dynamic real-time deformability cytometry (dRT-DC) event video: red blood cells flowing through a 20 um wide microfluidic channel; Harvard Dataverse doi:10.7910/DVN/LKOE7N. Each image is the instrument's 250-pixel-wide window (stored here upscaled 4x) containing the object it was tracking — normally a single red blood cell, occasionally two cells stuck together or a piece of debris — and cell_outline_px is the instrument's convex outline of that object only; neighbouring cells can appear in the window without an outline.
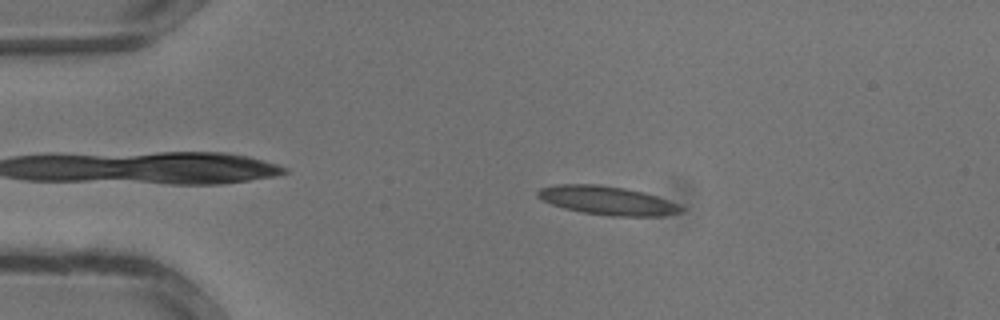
{"species": "common noctule bat (a hibernating species)", "species_latin": "Nyctalus noctula", "temperature_condition": "warm", "stored_images_in_passage": 8, "camera_frame_rate_fps": 3000, "um_per_image_px": 0.085, "animal": {"sex": "male", "body_mass_g": 13.3}, "frame": {"image": 1, "passage_image": 5, "time_ms": 1.333, "image_size_px": [1000, 320], "cell_outline_px": [[684, 212], [660, 216], [612, 216], [584, 212], [564, 208], [552, 204], [536, 196], [536, 192], [540, 188], [556, 184], [600, 184], [624, 188], [644, 192], [680, 204], [684, 208]], "centroid_in_image_um": [51.65, 17.04], "position_along_channel_um": 33.3, "area_um2": 23.99}}